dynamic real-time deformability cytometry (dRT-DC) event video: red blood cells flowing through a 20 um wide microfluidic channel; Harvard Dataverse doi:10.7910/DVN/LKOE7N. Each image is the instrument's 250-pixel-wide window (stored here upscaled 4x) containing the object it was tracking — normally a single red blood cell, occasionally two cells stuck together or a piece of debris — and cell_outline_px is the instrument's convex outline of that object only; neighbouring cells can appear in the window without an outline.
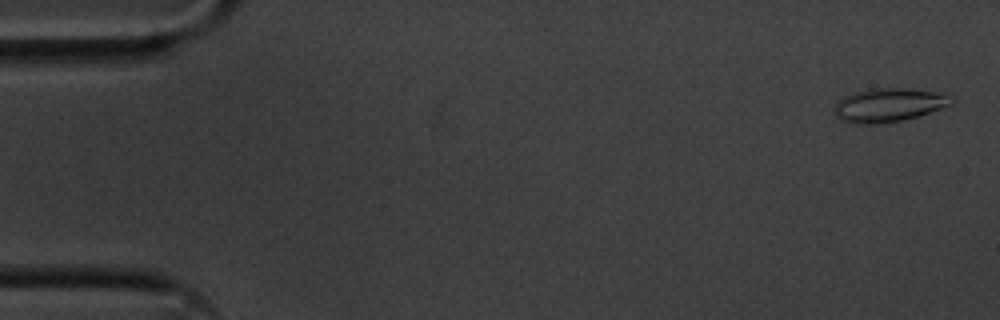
{"species": "common noctule bat (a hibernating species)", "species_latin": "Nyctalus noctula", "temperature_condition": "cold", "stored_images_in_passage": 56, "camera_frame_rate_fps": 3000, "um_per_image_px": 0.085, "animal": {"sex": "male", "body_mass_g": 20.1, "forearm_length_mm": 53.5}, "frame": {"image": 1, "passage_image": 2, "time_ms": 0.333, "image_size_px": [1000, 320], "cell_outline_px": [[952, 104], [904, 120], [876, 124], [852, 124], [840, 120], [832, 112], [836, 104], [844, 96], [856, 92], [872, 88], [900, 88], [936, 92], [952, 96]], "centroid_in_image_um": [75.47, 8.94], "position_along_channel_um": 9.5, "area_um2": 22.77}}
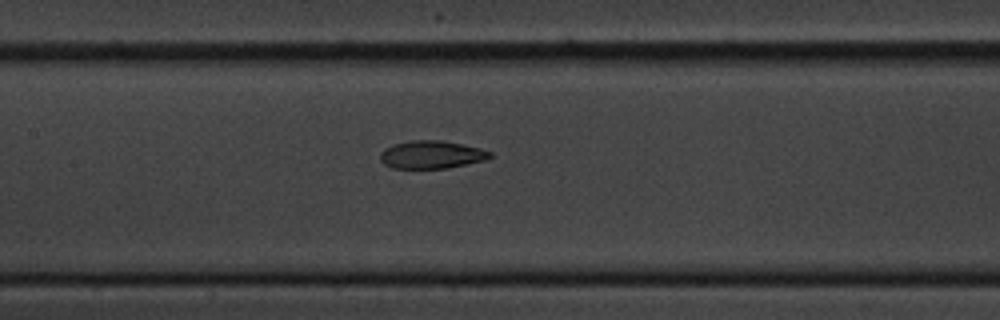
{"frame": {"image": 2, "passage_image": 26, "time_ms": 8.333, "image_size_px": [1000, 320], "cell_outline_px": [[492, 156], [484, 160], [448, 168], [392, 168], [384, 164], [380, 160], [380, 152], [384, 148], [392, 144], [412, 140], [440, 140], [464, 144], [480, 148], [492, 152]], "centroid_in_image_um": [36.65, 13.13], "position_along_channel_um": 170.7, "area_um2": 17.92}}
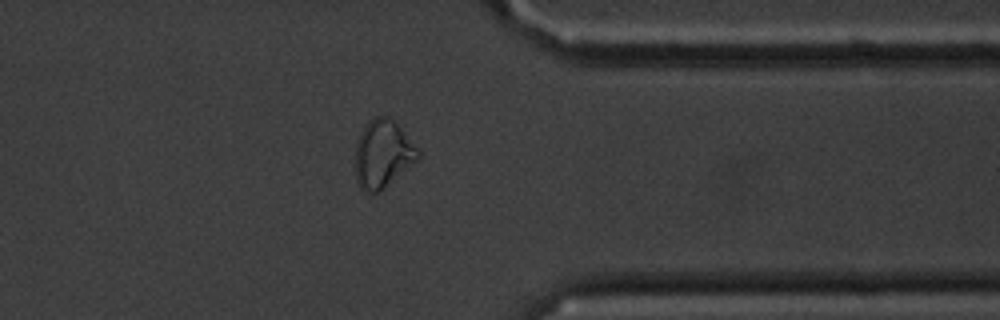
{"frame": {"image": 3, "passage_image": 44, "time_ms": 14.333, "image_size_px": [1000, 320], "cell_outline_px": [[420, 160], [380, 192], [364, 192], [360, 188], [356, 180], [356, 140], [368, 120], [376, 116], [388, 116], [400, 128], [420, 152]], "centroid_in_image_um": [32.54, 13.12], "position_along_channel_um": 378.9, "area_um2": 24.91}, "authors_computed_cell_mechanics": {"area_um2": 19.7676, "velocity_mm_per_s": 3.5999, "shape_relaxation_time_tau1_ms": 8.4146, "shape_relaxation_time_tau2_ms": 2.6242, "deformation_change_tau1": 0.2101, "deformation_change_tau2": 0.0932}}